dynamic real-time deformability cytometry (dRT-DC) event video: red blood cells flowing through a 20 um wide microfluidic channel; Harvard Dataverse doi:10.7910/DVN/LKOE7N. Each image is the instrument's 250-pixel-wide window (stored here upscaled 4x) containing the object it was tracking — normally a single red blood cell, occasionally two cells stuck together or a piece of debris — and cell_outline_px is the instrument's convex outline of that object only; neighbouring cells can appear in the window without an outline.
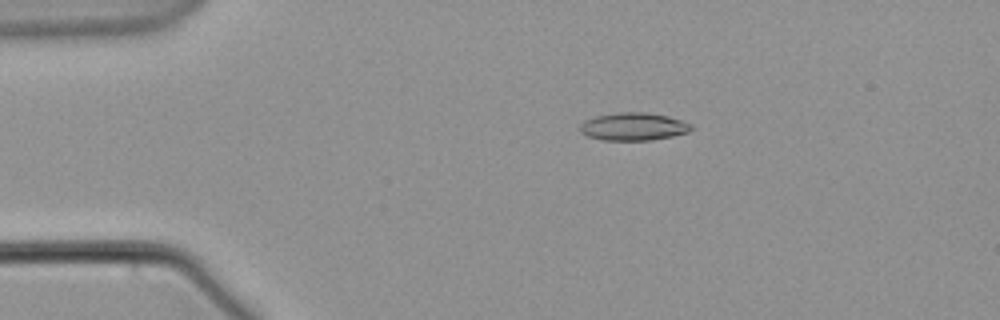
{"species": "common noctule bat (a hibernating species)", "species_latin": "Nyctalus noctula", "temperature_condition": "warm", "stored_images_in_passage": 57, "camera_frame_rate_fps": 3000, "um_per_image_px": 0.085, "animal": {"sex": "male", "body_mass_g": 21.5, "forearm_length_mm": 52.0}, "frame": {"image": 1, "passage_image": 11, "time_ms": 3.333, "image_size_px": [1000, 320], "cell_outline_px": [[692, 128], [688, 132], [672, 136], [652, 140], [604, 140], [588, 136], [580, 132], [580, 124], [584, 120], [596, 116], [616, 112], [644, 112], [668, 116], [692, 124]], "centroid_in_image_um": [53.82, 10.75], "position_along_channel_um": 31.2, "area_um2": 17.98}}
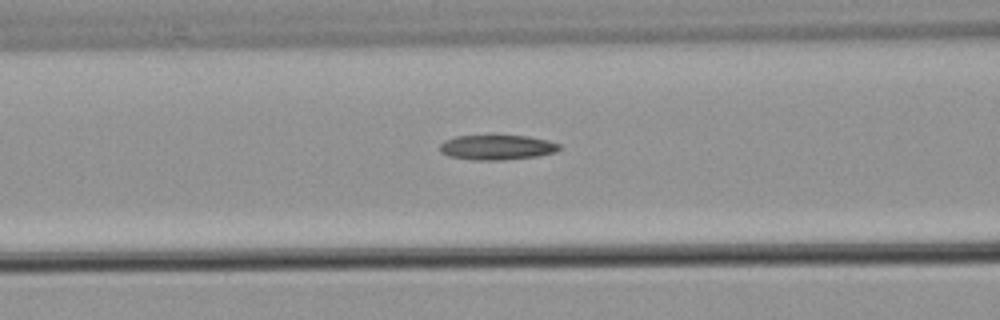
{"frame": {"image": 2, "passage_image": 23, "time_ms": 7.333, "image_size_px": [1000, 320], "cell_outline_px": [[560, 148], [556, 152], [536, 156], [500, 160], [476, 160], [448, 156], [440, 152], [440, 144], [444, 140], [456, 136], [492, 132], [528, 136], [548, 140], [560, 144]], "centroid_in_image_um": [42.21, 12.46], "position_along_channel_um": 124.4, "area_um2": 18.26}}
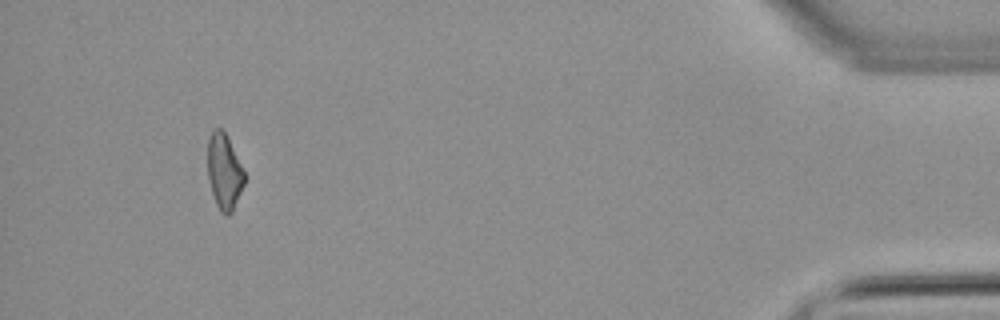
{"frame": {"image": 3, "passage_image": 53, "time_ms": 17.333, "image_size_px": [1000, 320], "cell_outline_px": [[244, 184], [232, 212], [228, 216], [224, 216], [220, 212], [216, 204], [208, 180], [208, 136], [216, 128], [220, 128], [224, 132], [244, 172]], "centroid_in_image_um": [19.04, 14.64], "position_along_channel_um": 416.2, "area_um2": 15.84}}